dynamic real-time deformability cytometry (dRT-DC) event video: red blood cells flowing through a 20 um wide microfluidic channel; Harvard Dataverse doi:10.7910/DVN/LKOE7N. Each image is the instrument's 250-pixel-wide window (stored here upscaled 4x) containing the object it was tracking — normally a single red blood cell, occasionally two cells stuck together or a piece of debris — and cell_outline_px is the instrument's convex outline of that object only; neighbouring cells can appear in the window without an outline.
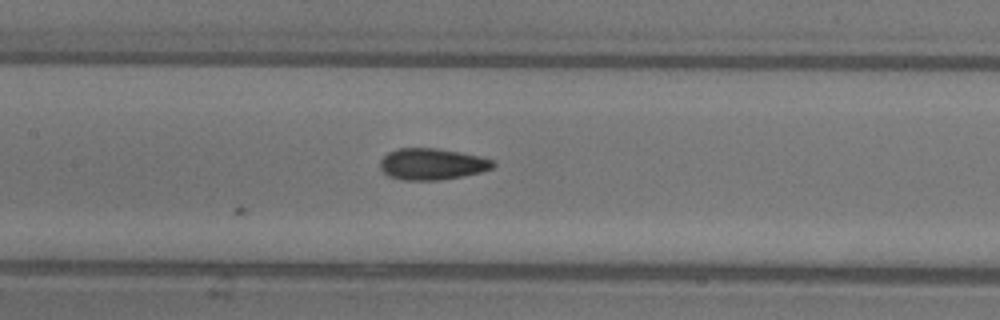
{"species": "common noctule bat (a hibernating species)", "species_latin": "Nyctalus noctula", "temperature_condition": "warm", "stored_images_in_passage": 10, "camera_frame_rate_fps": 3000, "um_per_image_px": 0.085, "animal": {"sex": "female"}, "frame": {"image": 1, "passage_image": 10, "time_ms": 3.0, "image_size_px": [1000, 320], "cell_outline_px": [[496, 164], [492, 168], [480, 172], [464, 176], [440, 180], [400, 180], [388, 176], [380, 168], [380, 160], [388, 152], [396, 148], [436, 148], [460, 152], [480, 156], [492, 160]], "centroid_in_image_um": [36.7, 13.95], "position_along_channel_um": 170.7, "area_um2": 20.81}}